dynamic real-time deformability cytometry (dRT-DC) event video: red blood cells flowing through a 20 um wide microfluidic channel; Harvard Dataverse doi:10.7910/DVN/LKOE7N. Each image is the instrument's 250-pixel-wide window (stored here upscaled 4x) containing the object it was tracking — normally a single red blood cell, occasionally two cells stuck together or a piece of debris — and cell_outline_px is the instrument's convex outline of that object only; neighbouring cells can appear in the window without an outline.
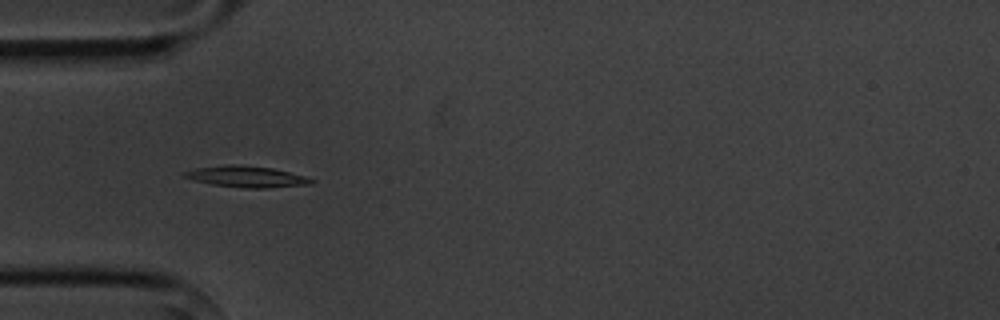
{"species": "common noctule bat (a hibernating species)", "species_latin": "Nyctalus noctula", "temperature_condition": "cold", "stored_images_in_passage": 6, "camera_frame_rate_fps": 3000, "um_per_image_px": 0.085, "animal": {"sex": "male", "body_mass_g": 20.1, "forearm_length_mm": 53.5}, "frame": {"image": 1, "passage_image": 4, "time_ms": 3.667, "image_size_px": [1000, 320], "cell_outline_px": [[316, 180], [312, 184], [268, 188], [244, 188], [212, 184], [192, 180], [184, 176], [184, 172], [196, 168], [228, 164], [236, 164], [272, 168], [304, 176]], "centroid_in_image_um": [20.97, 15.02], "position_along_channel_um": 64.0, "area_um2": 15.61}}
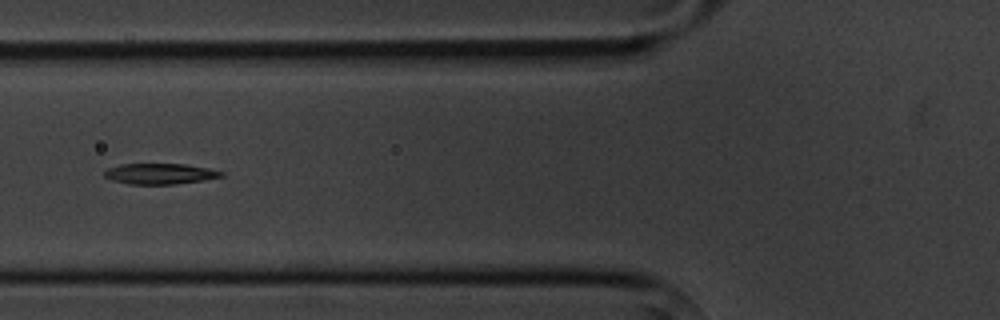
{"frame": {"image": 2, "passage_image": 5, "time_ms": 5.0, "image_size_px": [1000, 320], "cell_outline_px": [[224, 176], [204, 180], [172, 184], [128, 184], [112, 180], [104, 176], [104, 172], [108, 168], [120, 164], [184, 164], [208, 168], [224, 172]], "centroid_in_image_um": [13.59, 14.77], "position_along_channel_um": 112.2, "area_um2": 14.05}}
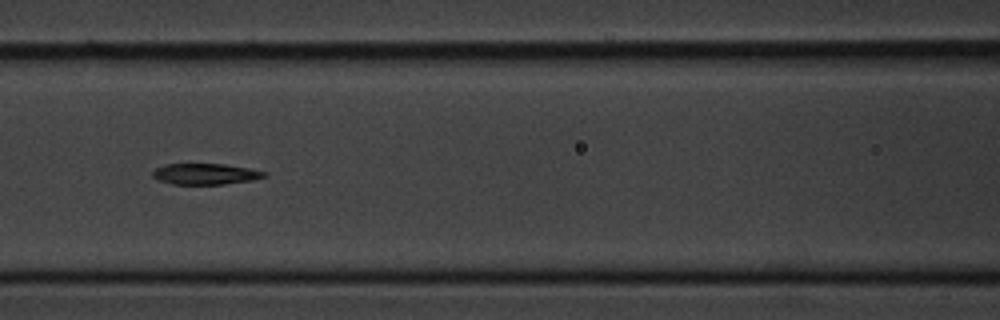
{"frame": {"image": 3, "passage_image": 6, "time_ms": 6.0, "image_size_px": [1000, 320], "cell_outline_px": [[268, 176], [252, 180], [224, 184], [172, 184], [156, 180], [152, 176], [152, 172], [156, 168], [164, 164], [224, 164], [248, 168], [268, 172]], "centroid_in_image_um": [17.45, 14.79], "position_along_channel_um": 149.2, "area_um2": 13.76}}